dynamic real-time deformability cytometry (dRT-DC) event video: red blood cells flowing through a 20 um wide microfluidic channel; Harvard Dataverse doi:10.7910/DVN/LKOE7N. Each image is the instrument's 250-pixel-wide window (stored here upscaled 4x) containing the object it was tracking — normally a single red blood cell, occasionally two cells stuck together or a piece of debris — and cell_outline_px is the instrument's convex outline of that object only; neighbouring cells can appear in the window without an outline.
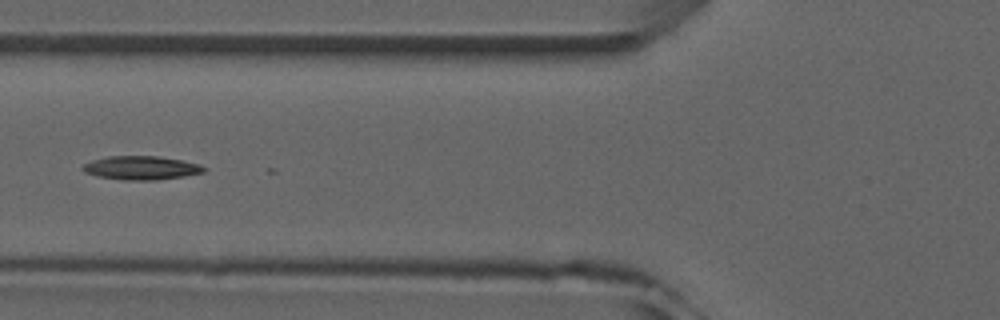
{"species": "common noctule bat (a hibernating species)", "species_latin": "Nyctalus noctula", "temperature_condition": "room temperature", "stored_images_in_passage": 5, "camera_frame_rate_fps": 3000, "um_per_image_px": 0.085, "animal": {"sex": "male", "forearm_length_mm": 52.5}, "frame": {"image": 1, "passage_image": 5, "time_ms": 4.667, "image_size_px": [1000, 320], "cell_outline_px": [[204, 172], [184, 176], [156, 180], [128, 180], [100, 176], [84, 172], [80, 168], [84, 164], [92, 160], [108, 156], [160, 156], [200, 164], [204, 168]], "centroid_in_image_um": [11.99, 14.26], "position_along_channel_um": 113.8, "area_um2": 16.53}}